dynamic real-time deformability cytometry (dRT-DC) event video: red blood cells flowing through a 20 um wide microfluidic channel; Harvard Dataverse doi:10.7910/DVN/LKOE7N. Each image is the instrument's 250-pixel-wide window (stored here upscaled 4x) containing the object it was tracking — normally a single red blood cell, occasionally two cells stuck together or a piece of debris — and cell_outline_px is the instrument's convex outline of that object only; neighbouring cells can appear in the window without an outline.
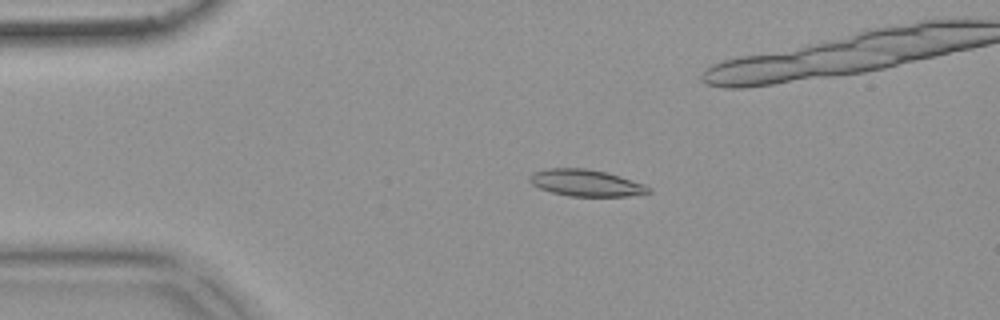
{"species": "common noctule bat (a hibernating species)", "species_latin": "Nyctalus noctula", "temperature_condition": "warm", "stored_images_in_passage": 52, "camera_frame_rate_fps": 3000, "um_per_image_px": 0.085, "animal": {"sex": "female", "body_mass_g": 18.4}, "frame": {"image": 1, "passage_image": 10, "time_ms": 3.0, "image_size_px": [1000, 320], "cell_outline_px": [[652, 192], [644, 196], [572, 196], [552, 192], [540, 188], [532, 184], [528, 180], [528, 176], [532, 172], [544, 168], [584, 168], [604, 172], [620, 176], [644, 184], [652, 188]], "centroid_in_image_um": [49.84, 15.55], "position_along_channel_um": 35.2, "area_um2": 18.73}}
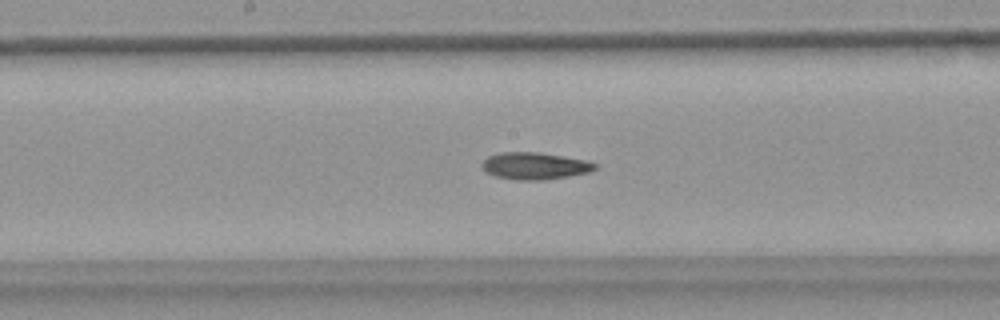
{"frame": {"image": 2, "passage_image": 26, "time_ms": 8.333, "image_size_px": [1000, 320], "cell_outline_px": [[596, 168], [592, 172], [568, 176], [540, 180], [516, 180], [496, 176], [488, 172], [480, 164], [488, 156], [500, 152], [540, 152], [588, 160], [596, 164]], "centroid_in_image_um": [45.49, 14.09], "position_along_channel_um": 202.7, "area_um2": 17.8}}
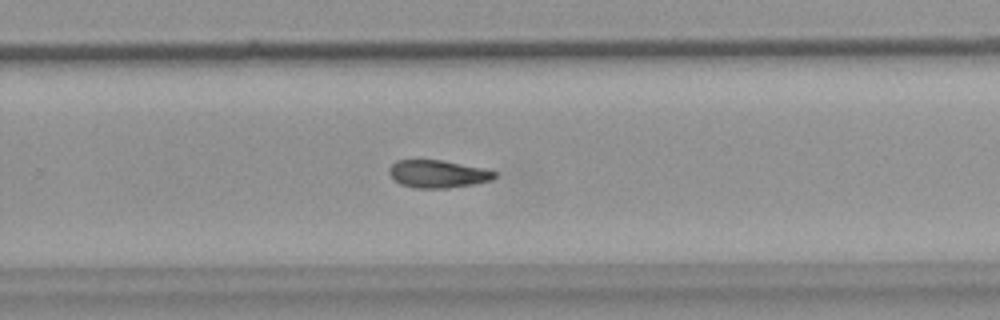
{"frame": {"image": 3, "passage_image": 33, "time_ms": 10.667, "image_size_px": [1000, 320], "cell_outline_px": [[496, 176], [492, 180], [476, 184], [448, 188], [416, 188], [400, 184], [388, 172], [388, 168], [396, 160], [444, 160], [480, 168], [496, 172]], "centroid_in_image_um": [37.21, 14.79], "position_along_channel_um": 292.6, "area_um2": 16.94}}